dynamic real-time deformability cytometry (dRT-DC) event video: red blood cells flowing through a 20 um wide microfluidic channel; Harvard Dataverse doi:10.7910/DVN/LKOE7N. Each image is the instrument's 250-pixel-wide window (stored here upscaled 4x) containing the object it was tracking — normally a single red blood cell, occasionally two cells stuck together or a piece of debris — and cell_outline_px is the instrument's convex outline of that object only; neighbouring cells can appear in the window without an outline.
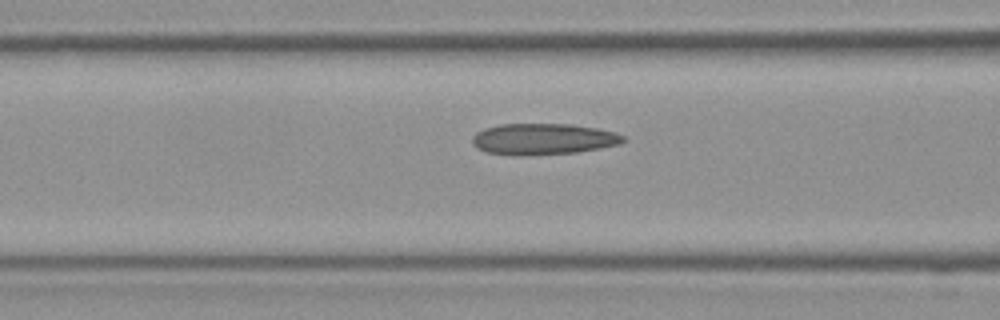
{"species": "Egyptian fruit bat (a non-hibernating species)", "species_latin": "Rousettus aegyptiacus", "temperature_condition": "room temperature", "stored_images_in_passage": 15, "camera_frame_rate_fps": 3000, "um_per_image_px": 0.085, "frame": {"image": 1, "passage_image": 13, "time_ms": 4.0, "image_size_px": [1000, 320], "cell_outline_px": [[628, 140], [620, 144], [600, 148], [576, 152], [520, 156], [512, 156], [488, 152], [476, 148], [472, 144], [472, 136], [476, 132], [484, 128], [500, 124], [572, 124], [596, 128], [616, 132], [624, 136]], "centroid_in_image_um": [46.16, 11.82], "position_along_channel_um": 120.4, "area_um2": 27.74}}